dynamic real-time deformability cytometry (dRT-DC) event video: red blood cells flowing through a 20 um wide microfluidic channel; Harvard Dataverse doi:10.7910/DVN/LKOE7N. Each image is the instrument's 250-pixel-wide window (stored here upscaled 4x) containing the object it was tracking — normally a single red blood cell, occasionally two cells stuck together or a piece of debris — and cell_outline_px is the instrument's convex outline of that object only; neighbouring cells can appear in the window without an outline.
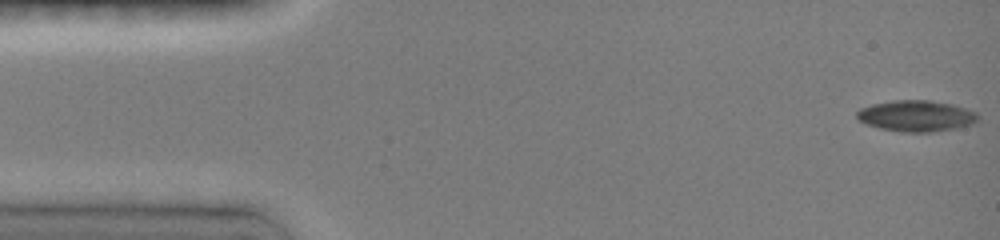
{"species": "common noctule bat (a hibernating species)", "species_latin": "Nyctalus noctula", "temperature_condition": "room temperature", "stored_images_in_passage": 16, "camera_frame_rate_fps": 3000, "um_per_image_px": 0.085, "animal": {"sex": "female", "body_mass_g": 19.0, "forearm_length_mm": 51.5}, "frame": {"image": 1, "passage_image": 1, "time_ms": 0.0, "image_size_px": [1000, 240], "cell_outline_px": [[980, 120], [968, 124], [952, 128], [932, 132], [904, 132], [880, 128], [868, 124], [860, 120], [856, 116], [856, 112], [860, 108], [872, 104], [892, 100], [928, 100], [952, 104], [976, 112], [980, 116]], "centroid_in_image_um": [77.87, 9.84], "position_along_channel_um": 7.1, "area_um2": 21.73}}
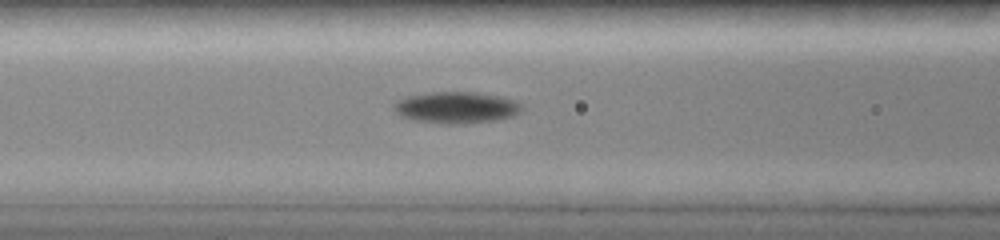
{"frame": {"image": 2, "passage_image": 13, "time_ms": 6.0, "image_size_px": [1000, 240], "cell_outline_px": [[524, 108], [520, 112], [512, 116], [496, 120], [460, 124], [444, 124], [412, 120], [400, 116], [392, 108], [392, 104], [396, 100], [404, 96], [432, 92], [480, 92], [504, 96], [516, 100]], "centroid_in_image_um": [38.77, 9.13], "position_along_channel_um": 127.8, "area_um2": 24.04}}
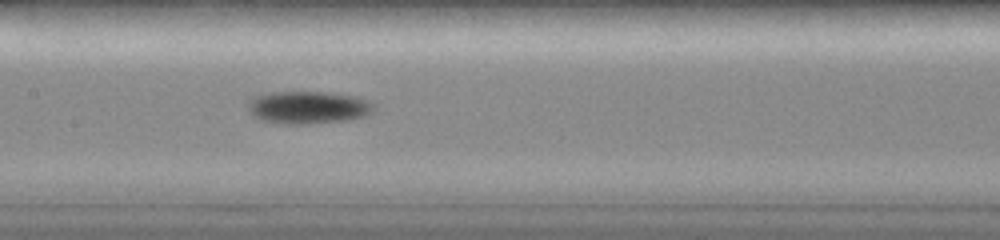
{"frame": {"image": 3, "passage_image": 16, "time_ms": 7.333, "image_size_px": [1000, 240], "cell_outline_px": [[376, 108], [372, 112], [364, 116], [348, 120], [300, 124], [284, 124], [264, 120], [256, 116], [248, 108], [248, 104], [256, 96], [272, 92], [332, 92], [356, 96], [368, 100], [376, 104]], "centroid_in_image_um": [26.29, 9.12], "position_along_channel_um": 181.1, "area_um2": 23.76}}